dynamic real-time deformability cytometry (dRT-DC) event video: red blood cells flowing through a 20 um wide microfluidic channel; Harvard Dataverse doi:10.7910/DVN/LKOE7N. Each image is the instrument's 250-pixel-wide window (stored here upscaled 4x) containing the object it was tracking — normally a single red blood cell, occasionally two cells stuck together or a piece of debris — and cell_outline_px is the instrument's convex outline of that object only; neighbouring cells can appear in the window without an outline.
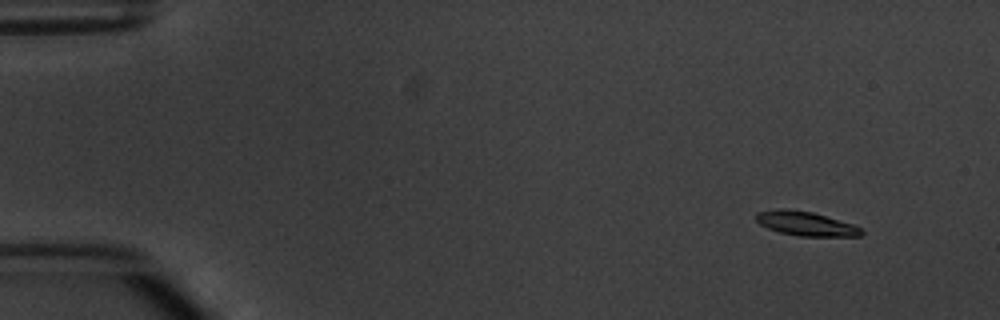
{"species": "common noctule bat (a hibernating species)", "species_latin": "Nyctalus noctula", "temperature_condition": "warm", "stored_images_in_passage": 4, "camera_frame_rate_fps": 3000, "um_per_image_px": 0.085, "animal": {"sex": "male", "body_mass_g": 20.1, "forearm_length_mm": 53.5}, "frame": {"image": 1, "passage_image": 1, "time_ms": 0.0, "image_size_px": [1000, 320], "cell_outline_px": [[864, 232], [860, 236], [800, 236], [780, 232], [768, 228], [760, 224], [756, 220], [756, 212], [776, 208], [788, 208], [812, 212], [856, 224]], "centroid_in_image_um": [68.5, 18.99], "position_along_channel_um": 16.5, "area_um2": 15.03}}
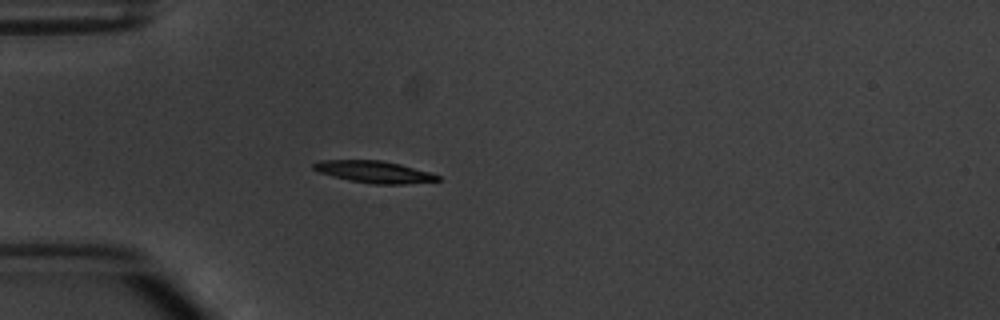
{"frame": {"image": 2, "passage_image": 4, "time_ms": 3.667, "image_size_px": [1000, 320], "cell_outline_px": [[440, 180], [404, 184], [376, 184], [348, 180], [316, 172], [312, 168], [312, 164], [320, 160], [380, 160], [400, 164], [432, 172], [440, 176]], "centroid_in_image_um": [31.78, 14.6], "position_along_channel_um": 53.2, "area_um2": 15.95}}